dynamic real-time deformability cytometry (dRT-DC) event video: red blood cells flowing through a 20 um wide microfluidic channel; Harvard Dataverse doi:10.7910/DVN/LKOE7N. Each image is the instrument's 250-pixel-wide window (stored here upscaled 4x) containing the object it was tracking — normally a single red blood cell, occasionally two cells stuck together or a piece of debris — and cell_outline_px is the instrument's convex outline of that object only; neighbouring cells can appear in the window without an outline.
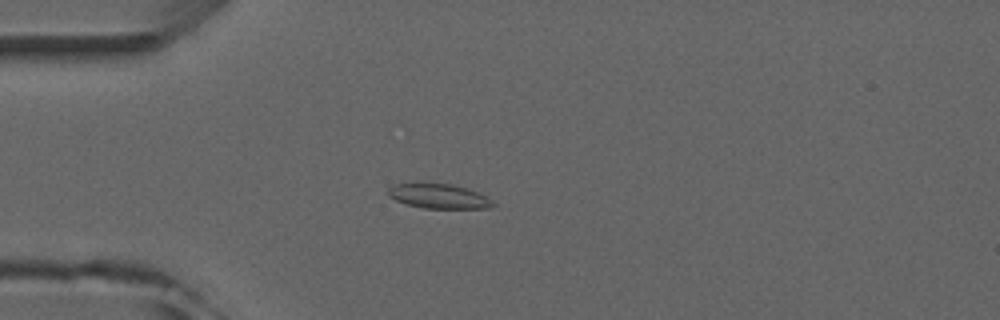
{"species": "common noctule bat (a hibernating species)", "species_latin": "Nyctalus noctula", "temperature_condition": "room temperature", "stored_images_in_passage": 4, "camera_frame_rate_fps": 3000, "um_per_image_px": 0.085, "animal": {"sex": "male", "forearm_length_mm": 52.5}, "frame": {"image": 1, "passage_image": 4, "time_ms": 4.333, "image_size_px": [1000, 320], "cell_outline_px": [[496, 204], [492, 208], [424, 208], [408, 204], [396, 200], [388, 196], [388, 188], [392, 184], [416, 180], [452, 184], [476, 192], [492, 200]], "centroid_in_image_um": [37.2, 16.62], "position_along_channel_um": 47.8, "area_um2": 15.55}}